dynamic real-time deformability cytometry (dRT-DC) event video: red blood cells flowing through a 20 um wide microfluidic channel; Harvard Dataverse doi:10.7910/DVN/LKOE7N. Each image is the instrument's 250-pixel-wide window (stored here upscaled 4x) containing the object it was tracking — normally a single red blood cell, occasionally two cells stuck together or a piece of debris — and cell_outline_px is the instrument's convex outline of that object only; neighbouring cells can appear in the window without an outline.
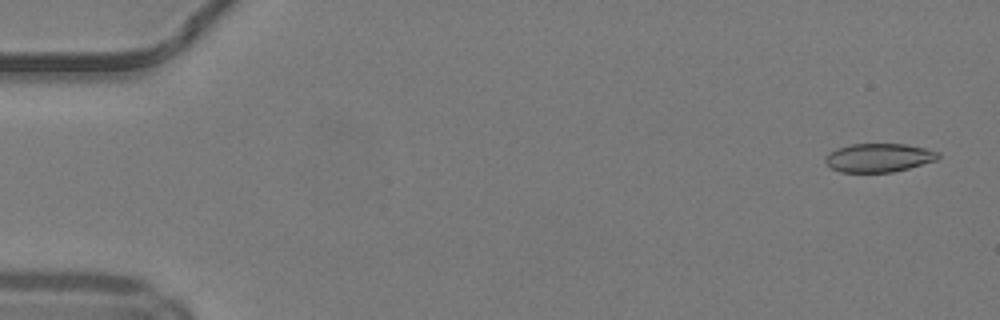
{"species": "common noctule bat (a hibernating species)", "species_latin": "Nyctalus noctula", "temperature_condition": "warm", "stored_images_in_passage": 50, "camera_frame_rate_fps": 3000, "um_per_image_px": 0.085, "animal": {"sex": "male", "body_mass_g": 19.2, "forearm_length_mm": 51.8}, "frame": {"image": 1, "passage_image": 2, "time_ms": 0.333, "image_size_px": [1000, 320], "cell_outline_px": [[940, 156], [936, 160], [908, 168], [892, 172], [840, 172], [832, 168], [824, 160], [824, 156], [828, 152], [836, 148], [852, 144], [904, 144], [924, 148], [940, 152]], "centroid_in_image_um": [74.66, 13.4], "position_along_channel_um": 10.3, "area_um2": 18.79}}
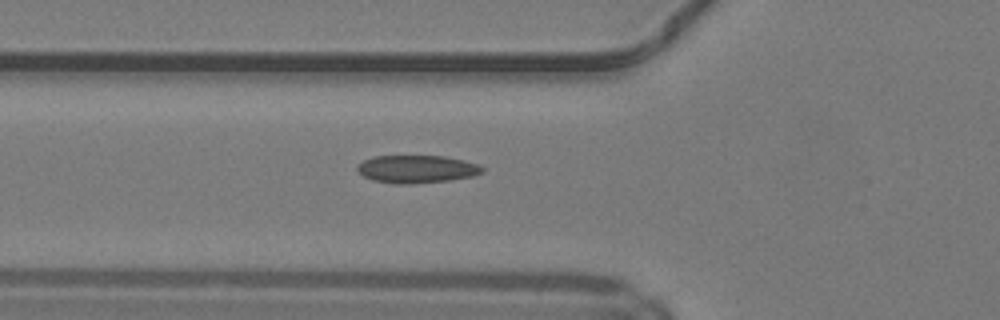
{"frame": {"image": 2, "passage_image": 18, "time_ms": 5.667, "image_size_px": [1000, 320], "cell_outline_px": [[484, 172], [472, 176], [448, 180], [404, 184], [396, 184], [372, 180], [364, 176], [356, 168], [364, 160], [372, 156], [444, 156], [480, 164], [484, 168]], "centroid_in_image_um": [35.44, 14.36], "position_along_channel_um": 90.4, "area_um2": 20.06}}
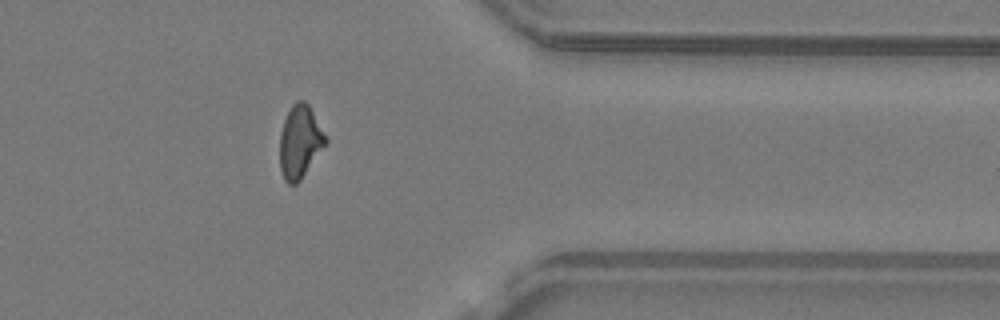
{"frame": {"image": 3, "passage_image": 40, "time_ms": 13.0, "image_size_px": [1000, 320], "cell_outline_px": [[328, 144], [300, 180], [296, 184], [288, 184], [284, 180], [280, 168], [280, 132], [284, 120], [292, 104], [296, 100], [304, 100], [308, 104], [328, 140]], "centroid_in_image_um": [25.5, 12.07], "position_along_channel_um": 385.9, "area_um2": 19.54}}